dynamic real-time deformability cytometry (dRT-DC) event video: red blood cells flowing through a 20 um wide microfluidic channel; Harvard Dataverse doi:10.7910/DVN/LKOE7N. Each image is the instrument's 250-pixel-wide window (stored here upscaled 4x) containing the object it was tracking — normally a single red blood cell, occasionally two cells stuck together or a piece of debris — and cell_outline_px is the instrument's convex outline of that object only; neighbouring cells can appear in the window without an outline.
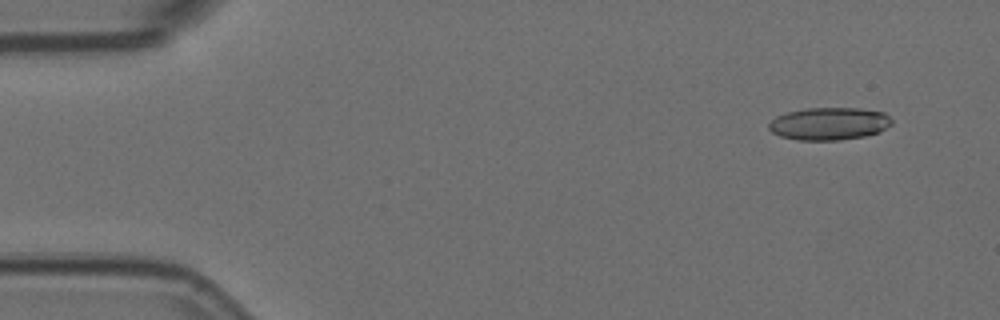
{"species": "Egyptian fruit bat (a non-hibernating species)", "species_latin": "Rousettus aegyptiacus", "temperature_condition": "room temperature", "stored_images_in_passage": 56, "camera_frame_rate_fps": 3000, "um_per_image_px": 0.085, "animal": {"sex": "female"}, "frame": {"image": 1, "passage_image": 4, "time_ms": 1.0, "image_size_px": [1000, 320], "cell_outline_px": [[892, 124], [880, 132], [864, 136], [840, 140], [796, 140], [780, 136], [772, 132], [768, 128], [768, 124], [776, 116], [788, 112], [804, 108], [860, 108], [884, 112], [892, 120]], "centroid_in_image_um": [70.48, 10.51], "position_along_channel_um": 14.5, "area_um2": 23.47}}
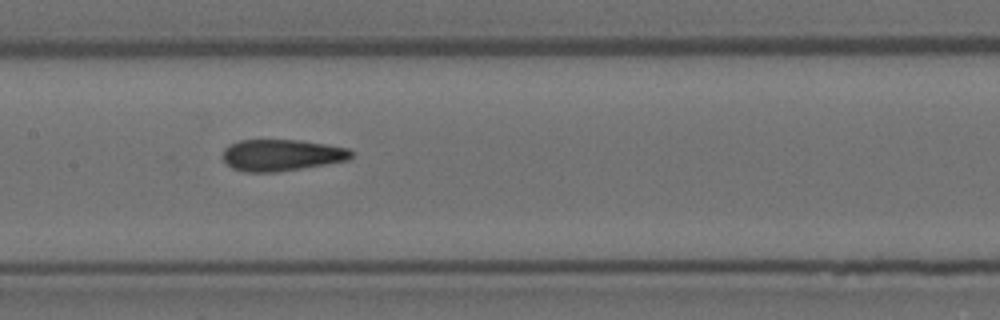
{"frame": {"image": 2, "passage_image": 27, "time_ms": 8.667, "image_size_px": [1000, 320], "cell_outline_px": [[352, 156], [348, 160], [276, 172], [244, 172], [232, 168], [220, 156], [224, 148], [240, 140], [300, 140], [348, 148], [352, 152]], "centroid_in_image_um": [23.89, 13.18], "position_along_channel_um": 183.5, "area_um2": 23.47}}
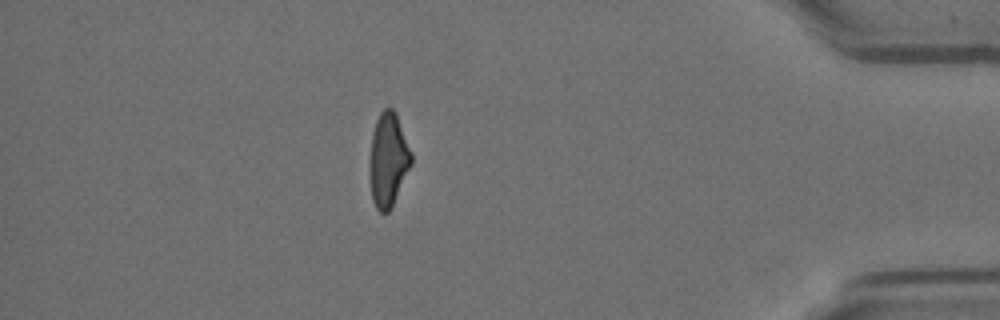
{"frame": {"image": 3, "passage_image": 49, "time_ms": 16.0, "image_size_px": [1000, 320], "cell_outline_px": [[412, 164], [392, 208], [388, 212], [380, 212], [376, 208], [372, 200], [368, 168], [368, 160], [372, 132], [376, 120], [380, 112], [384, 108], [392, 108], [396, 112], [412, 152]], "centroid_in_image_um": [32.98, 13.59], "position_along_channel_um": 402.2, "area_um2": 23.41}, "authors_computed_cell_mechanics": {"area_um2": 23.7558, "velocity_mm_per_s": 3.5914, "shape_relaxation_time_tau1_ms": null, "shape_relaxation_time_tau2_ms": 2.4856, "deformation_change_tau1": null, "deformation_change_tau2": 0.1168}}